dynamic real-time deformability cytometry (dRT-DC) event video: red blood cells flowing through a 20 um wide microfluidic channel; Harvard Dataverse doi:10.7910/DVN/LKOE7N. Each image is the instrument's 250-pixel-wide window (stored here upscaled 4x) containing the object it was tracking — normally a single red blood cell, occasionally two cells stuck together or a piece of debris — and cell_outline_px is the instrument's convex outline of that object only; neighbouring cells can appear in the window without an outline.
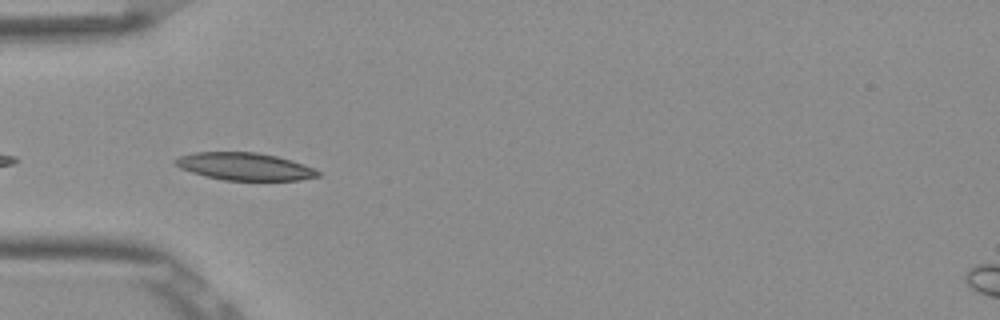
{"species": "Egyptian fruit bat (a non-hibernating species)", "species_latin": "Rousettus aegyptiacus", "temperature_condition": "room temperature", "stored_images_in_passage": 35, "camera_frame_rate_fps": 3000, "um_per_image_px": 0.085, "frame": {"image": 1, "passage_image": 2, "time_ms": 0.333, "image_size_px": [1000, 320], "cell_outline_px": [[320, 176], [300, 180], [224, 180], [192, 172], [180, 168], [172, 160], [180, 156], [196, 152], [256, 152], [276, 156], [292, 160], [304, 164], [320, 172]], "centroid_in_image_um": [20.81, 14.14], "position_along_channel_um": 64.2, "area_um2": 22.66}}
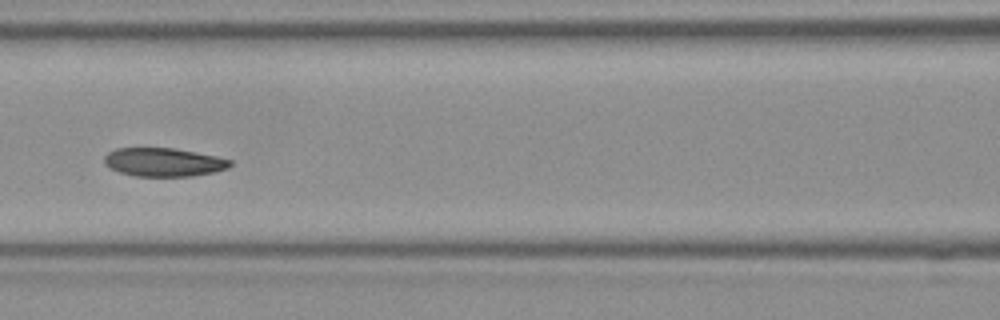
{"frame": {"image": 2, "passage_image": 9, "time_ms": 2.667, "image_size_px": [1000, 320], "cell_outline_px": [[232, 164], [228, 168], [216, 172], [192, 176], [136, 176], [120, 172], [108, 168], [104, 164], [104, 156], [108, 152], [116, 148], [176, 148], [216, 156], [232, 160]], "centroid_in_image_um": [13.91, 13.78], "position_along_channel_um": 152.7, "area_um2": 21.1}}
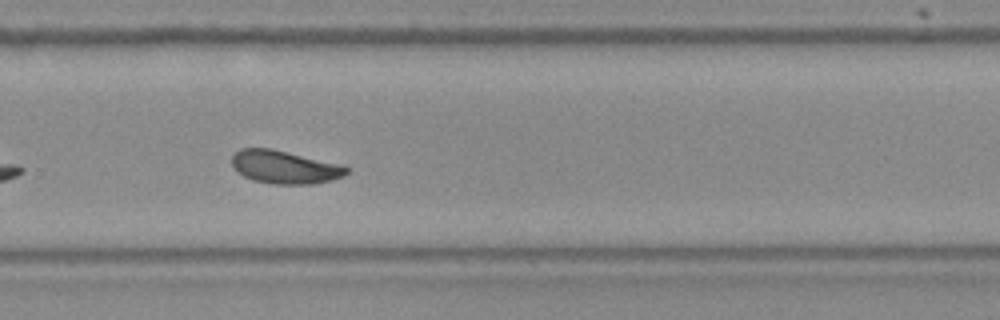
{"frame": {"image": 3, "passage_image": 21, "time_ms": 6.667, "image_size_px": [1000, 320], "cell_outline_px": [[348, 172], [344, 176], [332, 180], [312, 184], [272, 184], [252, 180], [244, 176], [232, 164], [232, 156], [240, 148], [272, 148], [344, 164], [348, 168]], "centroid_in_image_um": [24.25, 14.19], "position_along_channel_um": 305.6, "area_um2": 22.31}, "authors_computed_cell_mechanics": {"area_um2": 21.386, "velocity_mm_per_s": 3.8362, "shape_relaxation_time_tau1_ms": 7.9509, "shape_relaxation_time_tau2_ms": 9.8823, "deformation_change_tau1": 0.1836, "deformation_change_tau2": 0.1437}}